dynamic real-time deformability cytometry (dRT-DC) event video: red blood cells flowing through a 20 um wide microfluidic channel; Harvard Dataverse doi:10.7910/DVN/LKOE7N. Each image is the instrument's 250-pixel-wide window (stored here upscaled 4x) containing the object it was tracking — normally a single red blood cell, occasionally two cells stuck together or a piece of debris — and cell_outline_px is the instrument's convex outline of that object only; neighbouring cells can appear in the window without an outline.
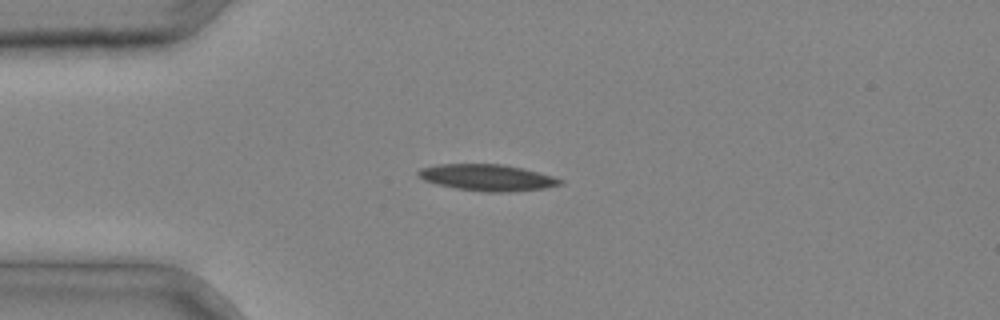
{"species": "common noctule bat (a hibernating species)", "species_latin": "Nyctalus noctula", "temperature_condition": "cold", "stored_images_in_passage": 3, "camera_frame_rate_fps": 3000, "um_per_image_px": 0.085, "animal": {"sex": "male", "body_mass_g": 20.4}, "frame": {"image": 1, "passage_image": 2, "time_ms": 0.333, "image_size_px": [1000, 320], "cell_outline_px": [[564, 184], [544, 188], [508, 192], [484, 192], [456, 188], [436, 184], [424, 180], [416, 176], [416, 172], [420, 168], [436, 164], [500, 164], [520, 168], [552, 176], [564, 180]], "centroid_in_image_um": [41.37, 15.09], "position_along_channel_um": 43.6, "area_um2": 21.85}}
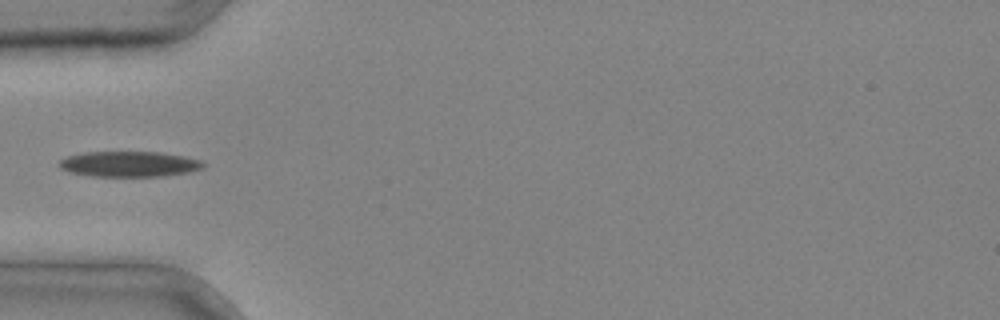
{"frame": {"image": 2, "passage_image": 3, "time_ms": 0.667, "image_size_px": [1000, 320], "cell_outline_px": [[204, 168], [188, 172], [160, 176], [92, 176], [68, 172], [60, 168], [56, 164], [60, 160], [68, 156], [84, 152], [160, 152], [200, 160], [204, 164]], "centroid_in_image_um": [10.92, 13.94], "position_along_channel_um": 74.1, "area_um2": 21.27}}